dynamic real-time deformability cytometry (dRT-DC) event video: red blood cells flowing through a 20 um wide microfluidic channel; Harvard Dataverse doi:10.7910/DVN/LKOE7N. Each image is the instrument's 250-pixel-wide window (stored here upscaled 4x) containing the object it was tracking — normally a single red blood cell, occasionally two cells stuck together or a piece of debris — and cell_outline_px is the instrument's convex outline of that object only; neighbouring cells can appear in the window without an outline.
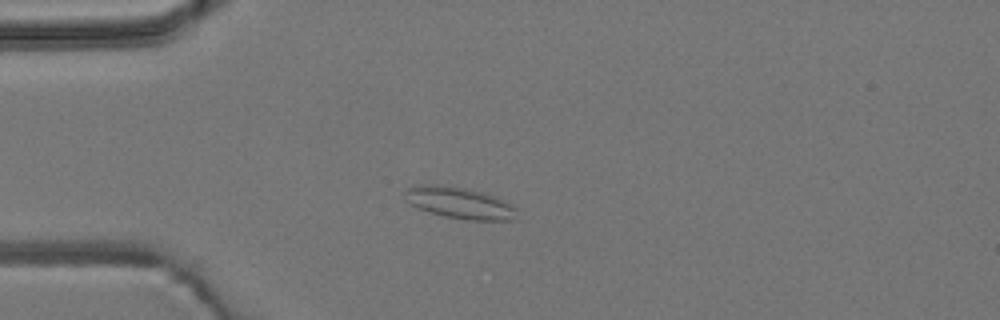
{"species": "common noctule bat (a hibernating species)", "species_latin": "Nyctalus noctula", "temperature_condition": "room temperature", "stored_images_in_passage": 7, "camera_frame_rate_fps": 3000, "um_per_image_px": 0.085, "animal": {"sex": "male", "body_mass_g": 19.2, "forearm_length_mm": 51.8}, "frame": {"image": 1, "passage_image": 3, "time_ms": 2.333, "image_size_px": [1000, 320], "cell_outline_px": [[516, 220], [468, 220], [444, 216], [408, 204], [404, 200], [404, 192], [408, 188], [416, 184], [436, 184], [464, 188], [484, 192], [496, 196], [512, 204], [516, 208]], "centroid_in_image_um": [39.06, 17.23], "position_along_channel_um": 45.9, "area_um2": 20.75}}
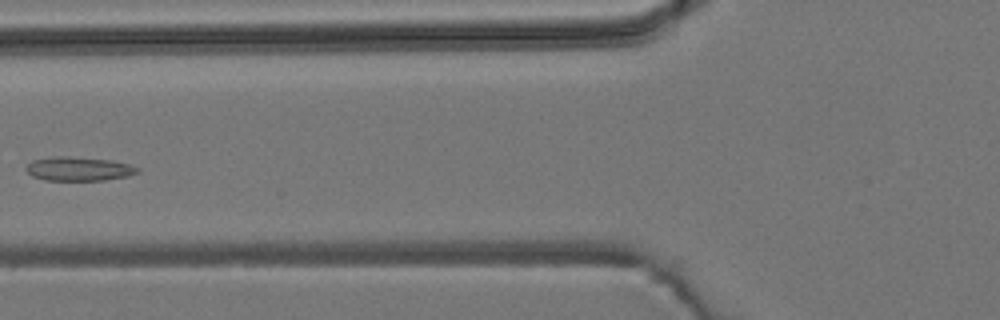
{"frame": {"image": 2, "passage_image": 5, "time_ms": 4.667, "image_size_px": [1000, 320], "cell_outline_px": [[140, 172], [128, 176], [104, 180], [44, 180], [32, 176], [24, 168], [32, 160], [52, 156], [68, 156], [112, 160], [128, 164], [140, 168]], "centroid_in_image_um": [6.69, 14.34], "position_along_channel_um": 119.1, "area_um2": 15.66}}
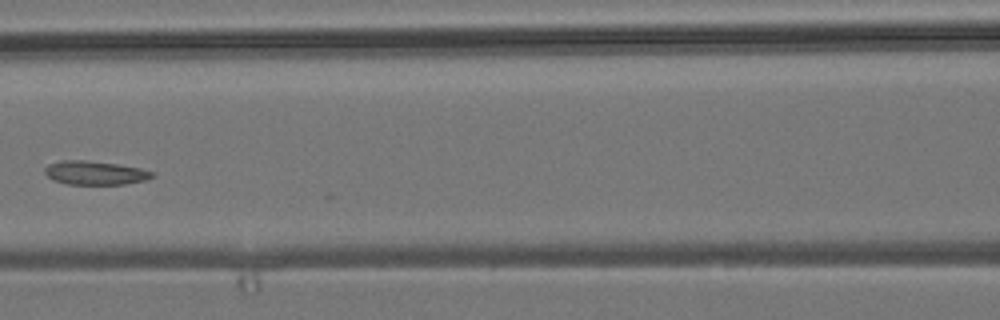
{"frame": {"image": 3, "passage_image": 6, "time_ms": 5.667, "image_size_px": [1000, 320], "cell_outline_px": [[156, 176], [144, 180], [124, 184], [64, 184], [52, 180], [44, 172], [44, 168], [48, 164], [60, 160], [84, 160], [116, 164], [140, 168], [156, 172]], "centroid_in_image_um": [8.07, 14.69], "position_along_channel_um": 158.5, "area_um2": 14.97}}